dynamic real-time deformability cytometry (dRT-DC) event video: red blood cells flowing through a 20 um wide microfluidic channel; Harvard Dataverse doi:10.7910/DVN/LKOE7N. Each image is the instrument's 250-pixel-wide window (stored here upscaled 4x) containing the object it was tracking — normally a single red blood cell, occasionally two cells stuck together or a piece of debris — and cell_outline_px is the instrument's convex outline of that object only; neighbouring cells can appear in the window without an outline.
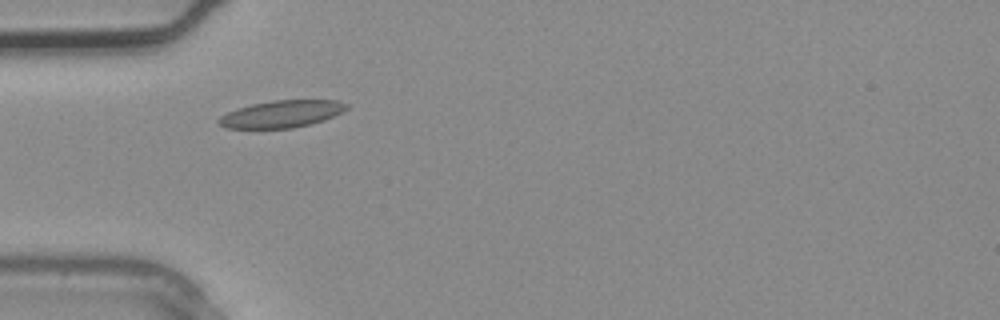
{"species": "common noctule bat (a hibernating species)", "species_latin": "Nyctalus noctula", "temperature_condition": "warm", "stored_images_in_passage": 2, "camera_frame_rate_fps": 3000, "um_per_image_px": 0.085, "animal": {"sex": "male", "body_mass_g": 20.4}, "frame": {"image": 1, "passage_image": 2, "time_ms": 0.333, "image_size_px": [1000, 320], "cell_outline_px": [[348, 108], [324, 120], [292, 128], [224, 128], [216, 120], [220, 116], [228, 112], [252, 104], [272, 100], [336, 100], [348, 104]], "centroid_in_image_um": [23.92, 9.68], "position_along_channel_um": 61.1, "area_um2": 19.94}}